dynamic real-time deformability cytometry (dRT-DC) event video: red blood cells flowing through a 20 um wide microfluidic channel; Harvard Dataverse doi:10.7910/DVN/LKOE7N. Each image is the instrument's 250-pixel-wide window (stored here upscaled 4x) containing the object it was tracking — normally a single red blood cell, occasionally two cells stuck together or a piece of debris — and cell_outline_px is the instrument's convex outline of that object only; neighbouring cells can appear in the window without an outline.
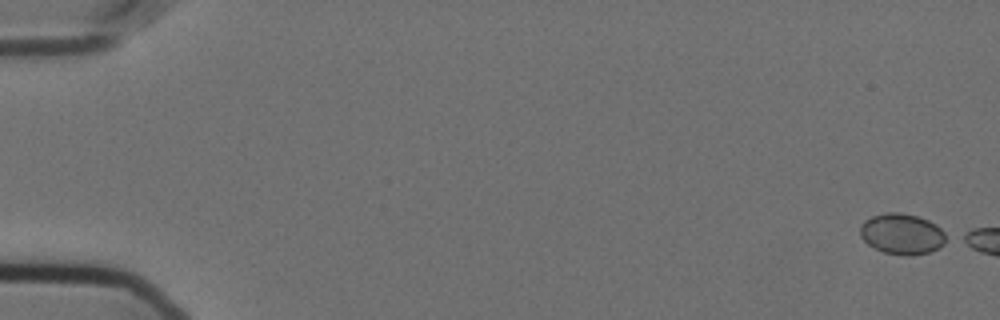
{"species": "Egyptian fruit bat (a non-hibernating species)", "species_latin": "Rousettus aegyptiacus", "temperature_condition": "cold", "stored_images_in_passage": 6, "camera_frame_rate_fps": 3000, "um_per_image_px": 0.085, "animal": {"sex": "female"}, "frame": {"image": 1, "passage_image": 1, "time_ms": 0.0, "image_size_px": [1000, 320], "cell_outline_px": [[952, 240], [928, 252], [884, 252], [868, 244], [860, 236], [860, 224], [864, 220], [872, 216], [888, 212], [900, 212], [916, 216], [928, 220], [936, 224], [952, 236]], "centroid_in_image_um": [76.72, 19.82], "position_along_channel_um": 8.3, "area_um2": 20.11}}